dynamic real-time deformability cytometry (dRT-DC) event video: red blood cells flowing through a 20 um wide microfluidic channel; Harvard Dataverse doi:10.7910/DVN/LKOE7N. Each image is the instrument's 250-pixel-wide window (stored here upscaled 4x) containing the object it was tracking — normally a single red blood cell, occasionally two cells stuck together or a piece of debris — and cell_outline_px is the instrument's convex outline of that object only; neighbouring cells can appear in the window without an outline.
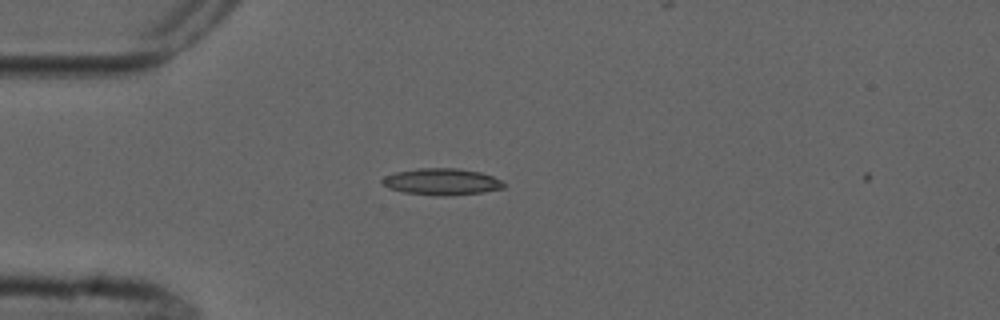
{"species": "common noctule bat (a hibernating species)", "species_latin": "Nyctalus noctula", "temperature_condition": "cold", "stored_images_in_passage": 2, "camera_frame_rate_fps": 3000, "um_per_image_px": 0.085, "animal": {"sex": "male", "forearm_length_mm": 52.5}, "frame": {"image": 1, "passage_image": 1, "time_ms": 0.0, "image_size_px": [1000, 320], "cell_outline_px": [[504, 188], [484, 192], [448, 196], [444, 196], [404, 192], [388, 188], [380, 180], [384, 176], [396, 172], [420, 168], [456, 168], [480, 172], [492, 176], [500, 180], [504, 184]], "centroid_in_image_um": [37.54, 15.44], "position_along_channel_um": 47.5, "area_um2": 18.73}}